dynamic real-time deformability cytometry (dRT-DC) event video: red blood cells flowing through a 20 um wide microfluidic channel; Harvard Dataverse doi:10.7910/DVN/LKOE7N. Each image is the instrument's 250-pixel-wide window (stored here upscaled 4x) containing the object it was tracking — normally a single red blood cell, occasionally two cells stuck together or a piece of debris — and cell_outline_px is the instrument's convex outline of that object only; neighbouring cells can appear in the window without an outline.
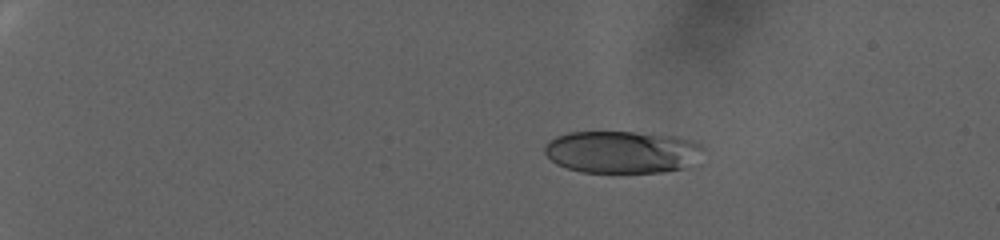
{"species": "human", "species_latin": "Homo sapiens", "temperature_condition": "warm", "stored_images_in_passage": 76, "camera_frame_rate_fps": 3000, "um_per_image_px": 0.085, "donor": {"sex": "female"}, "frame": {"image": 1, "passage_image": 1, "time_ms": 0.0, "image_size_px": [1000, 240], "cell_outline_px": [[704, 148], [684, 168], [660, 172], [580, 172], [556, 164], [544, 152], [544, 144], [548, 140], [556, 136], [568, 132], [632, 132], [680, 136], [696, 140]], "centroid_in_image_um": [52.82, 12.9], "position_along_channel_um": 32.2, "area_um2": 39.07}}
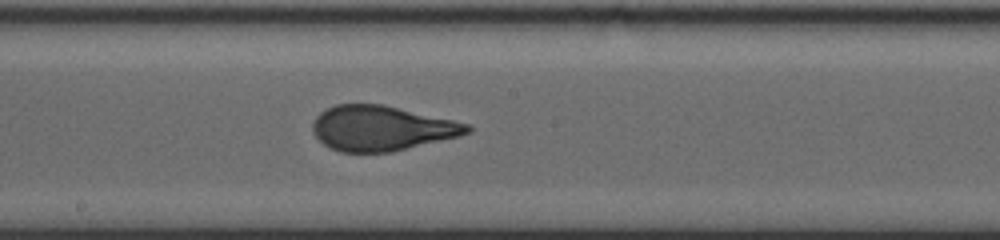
{"frame": {"image": 2, "passage_image": 40, "time_ms": 13.0, "image_size_px": [1000, 240], "cell_outline_px": [[472, 132], [460, 136], [392, 152], [340, 152], [328, 148], [312, 132], [312, 124], [316, 116], [320, 112], [336, 104], [384, 104], [452, 120], [468, 124], [472, 128]], "centroid_in_image_um": [32.42, 10.9], "position_along_channel_um": 215.8, "area_um2": 40.58}}
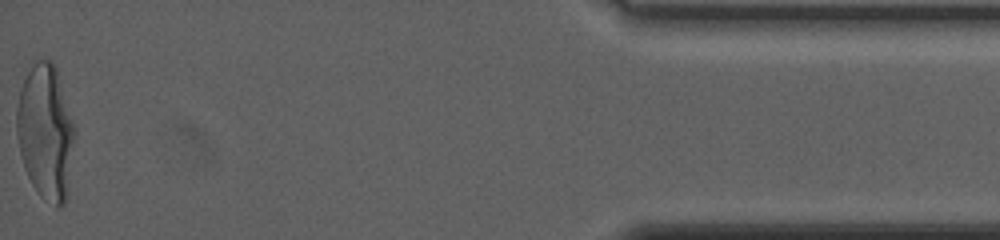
{"frame": {"image": 3, "passage_image": 76, "time_ms": 25.0, "image_size_px": [1000, 240], "cell_outline_px": [[76, 132], [68, 196], [64, 204], [60, 208], [56, 208], [40, 196], [36, 192], [24, 168], [20, 152], [16, 132], [16, 108], [20, 88], [28, 72], [36, 60], [52, 60], [56, 68]], "centroid_in_image_um": [3.89, 11.29], "position_along_channel_um": 431.3, "area_um2": 46.01}, "authors_computed_cell_mechanics": {"area_um2": 40.749, "velocity_mm_per_s": 2.3351, "shape_relaxation_time_tau1_ms": 10.6306, "shape_relaxation_time_tau2_ms": null, "deformation_change_tau1": 0.2817, "deformation_change_tau2": null}}